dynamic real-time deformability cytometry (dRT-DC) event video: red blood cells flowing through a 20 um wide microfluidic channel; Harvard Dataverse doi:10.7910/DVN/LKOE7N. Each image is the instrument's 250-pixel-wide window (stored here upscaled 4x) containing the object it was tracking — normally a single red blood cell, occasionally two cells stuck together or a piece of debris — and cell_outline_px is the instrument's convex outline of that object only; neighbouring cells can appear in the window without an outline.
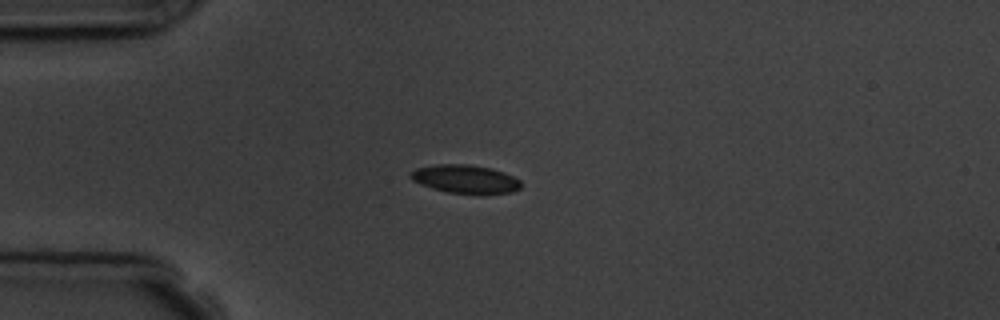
{"species": "common noctule bat (a hibernating species)", "species_latin": "Nyctalus noctula", "temperature_condition": "room temperature", "stored_images_in_passage": 7, "camera_frame_rate_fps": 3000, "um_per_image_px": 0.085, "animal": {"sex": "male", "body_mass_g": 19.5, "forearm_length_mm": 54.6}, "frame": {"image": 1, "passage_image": 5, "time_ms": 4.667, "image_size_px": [1000, 320], "cell_outline_px": [[520, 188], [512, 192], [448, 192], [432, 188], [420, 184], [412, 180], [408, 176], [408, 172], [416, 168], [436, 164], [468, 164], [492, 168], [504, 172], [520, 180]], "centroid_in_image_um": [39.47, 15.18], "position_along_channel_um": 45.5, "area_um2": 17.92}}